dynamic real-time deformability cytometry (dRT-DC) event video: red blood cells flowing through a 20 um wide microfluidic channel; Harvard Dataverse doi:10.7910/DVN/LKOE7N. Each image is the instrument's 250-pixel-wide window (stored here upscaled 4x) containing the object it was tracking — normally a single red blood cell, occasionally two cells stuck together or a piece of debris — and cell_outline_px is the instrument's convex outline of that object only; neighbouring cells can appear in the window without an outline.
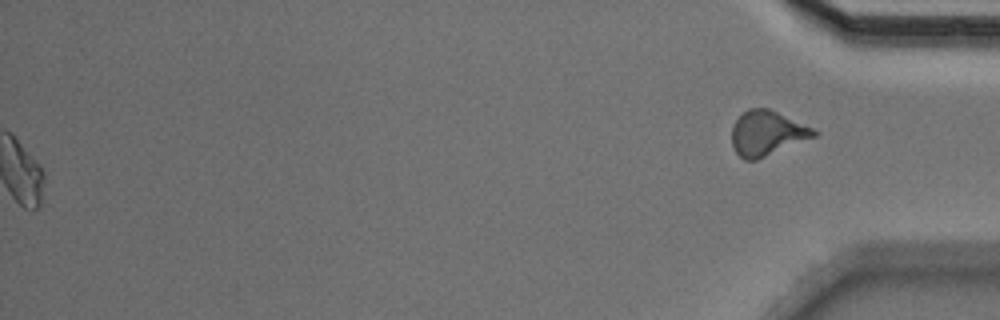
{"species": "Egyptian fruit bat (a non-hibernating species)", "species_latin": "Rousettus aegyptiacus", "temperature_condition": "cold", "stored_images_in_passage": 52, "segment_of_instrument_passage": [2, 2], "camera_frame_rate_fps": 3000, "um_per_image_px": 0.085, "animal": {"sex": "male"}, "frame": {"image": 1, "passage_image": 52, "time_ms": 17.0, "image_size_px": [1000, 320], "cell_outline_px": [[816, 136], [756, 160], [744, 160], [736, 152], [732, 144], [732, 124], [748, 108], [768, 108], [812, 128], [816, 132]], "centroid_in_image_um": [65.15, 11.33], "position_along_channel_um": 370.0, "area_um2": 21.04}}